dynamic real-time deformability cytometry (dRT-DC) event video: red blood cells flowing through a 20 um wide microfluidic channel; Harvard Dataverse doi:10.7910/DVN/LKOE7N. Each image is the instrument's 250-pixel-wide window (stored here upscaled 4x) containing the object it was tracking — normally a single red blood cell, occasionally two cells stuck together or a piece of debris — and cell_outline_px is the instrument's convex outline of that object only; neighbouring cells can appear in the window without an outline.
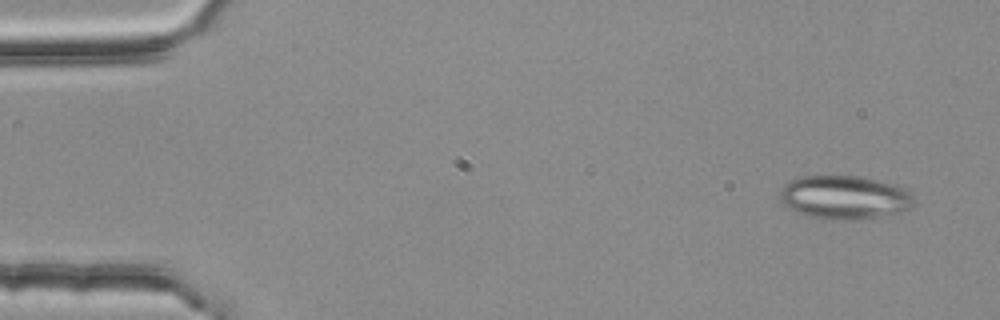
{"species": "common noctule bat (a hibernating species)", "species_latin": "Nyctalus noctula", "temperature_condition": "room temperature", "stored_images_in_passage": 3, "camera_frame_rate_fps": 3000, "um_per_image_px": 0.085, "animal": {"sex": "female", "body_mass_g": 25.1}, "frame": {"image": 1, "passage_image": 1, "time_ms": 0.0, "image_size_px": [1000, 320], "cell_outline_px": [[912, 204], [908, 208], [900, 212], [876, 216], [848, 220], [832, 220], [804, 216], [792, 212], [780, 200], [780, 192], [784, 184], [800, 176], [856, 176], [876, 180], [892, 184], [904, 188], [912, 196]], "centroid_in_image_um": [71.69, 16.78], "position_along_channel_um": 13.3, "area_um2": 33.81}}